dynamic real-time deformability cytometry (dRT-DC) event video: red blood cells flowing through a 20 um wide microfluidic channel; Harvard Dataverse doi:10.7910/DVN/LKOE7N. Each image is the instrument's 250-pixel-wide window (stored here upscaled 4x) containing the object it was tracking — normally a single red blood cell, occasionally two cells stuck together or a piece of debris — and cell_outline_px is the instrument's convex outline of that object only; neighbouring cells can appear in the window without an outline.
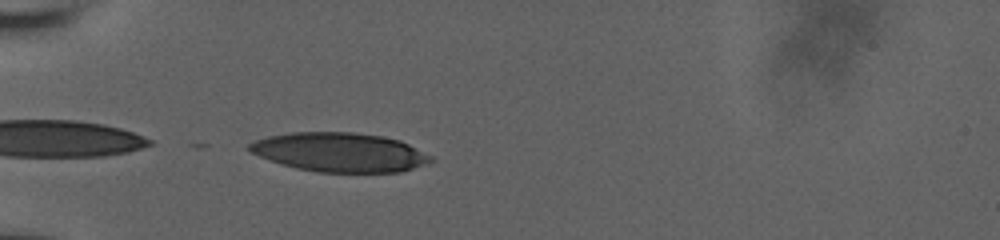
{"species": "human", "species_latin": "Homo sapiens", "temperature_condition": "room temperature", "stored_images_in_passage": 36, "camera_frame_rate_fps": 3000, "um_per_image_px": 0.085, "donor": {"sex": "male"}, "frame": {"image": 1, "passage_image": 1, "time_ms": 0.0, "image_size_px": [1000, 240], "cell_outline_px": [[436, 160], [400, 172], [316, 172], [296, 168], [260, 156], [244, 148], [248, 144], [256, 140], [268, 136], [292, 132], [352, 132], [384, 136], [400, 140], [432, 156]], "centroid_in_image_um": [28.89, 12.93], "position_along_channel_um": 56.1, "area_um2": 41.27}}
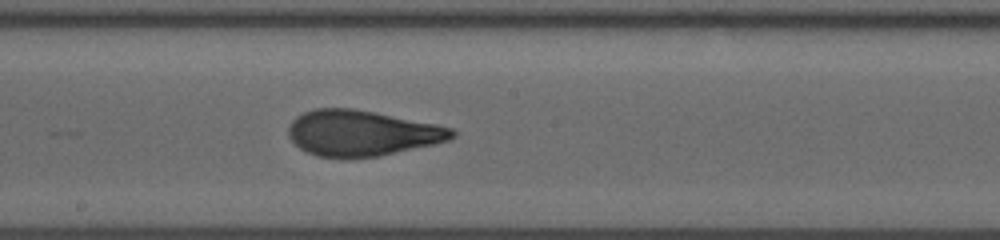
{"frame": {"image": 2, "passage_image": 15, "time_ms": 4.667, "image_size_px": [1000, 240], "cell_outline_px": [[456, 136], [448, 140], [436, 144], [380, 156], [316, 156], [304, 152], [288, 136], [288, 128], [292, 120], [296, 116], [304, 112], [316, 108], [352, 108], [376, 112], [436, 124], [452, 128], [456, 132]], "centroid_in_image_um": [30.76, 11.3], "position_along_channel_um": 217.4, "area_um2": 43.35}}
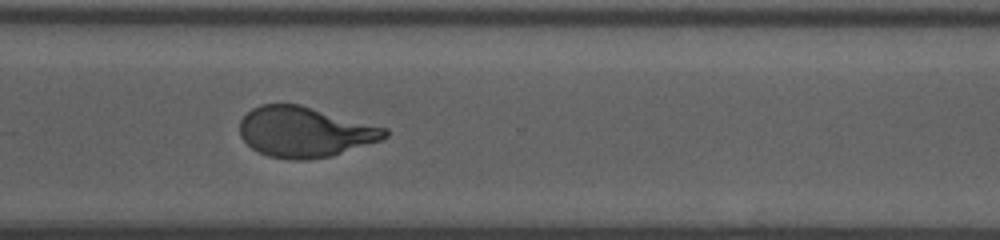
{"frame": {"image": 3, "passage_image": 25, "time_ms": 8.0, "image_size_px": [1000, 240], "cell_outline_px": [[388, 136], [380, 140], [332, 156], [308, 160], [292, 160], [268, 156], [252, 148], [240, 136], [240, 120], [252, 108], [260, 104], [300, 104], [388, 128]], "centroid_in_image_um": [25.91, 11.21], "position_along_channel_um": 344.7, "area_um2": 42.66}, "authors_computed_cell_mechanics": {"area_um2": 43.0032, "velocity_mm_per_s": 3.8401, "shape_relaxation_time_tau1_ms": 8.7413, "shape_relaxation_time_tau2_ms": 0.9549, "deformation_change_tau1": 0.294, "deformation_change_tau2": 0.0823}}